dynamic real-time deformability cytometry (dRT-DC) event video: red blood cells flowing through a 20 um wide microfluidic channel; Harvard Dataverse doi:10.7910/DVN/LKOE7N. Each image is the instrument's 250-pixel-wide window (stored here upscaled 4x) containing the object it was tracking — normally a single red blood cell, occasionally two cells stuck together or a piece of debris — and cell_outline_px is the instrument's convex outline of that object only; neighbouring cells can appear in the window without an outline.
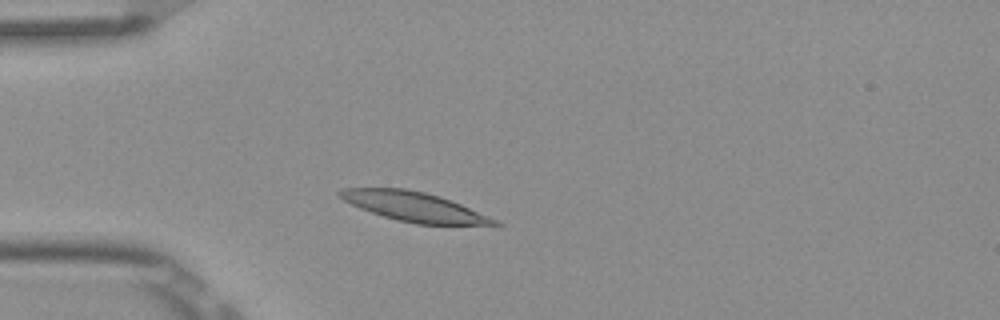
{"species": "Egyptian fruit bat (a non-hibernating species)", "species_latin": "Rousettus aegyptiacus", "temperature_condition": "room temperature", "stored_images_in_passage": 3, "camera_frame_rate_fps": 3000, "um_per_image_px": 0.085, "frame": {"image": 1, "passage_image": 2, "time_ms": 0.333, "image_size_px": [1000, 320], "cell_outline_px": [[504, 224], [500, 228], [496, 228], [416, 224], [396, 220], [360, 208], [336, 196], [336, 192], [340, 188], [404, 188], [424, 192], [440, 196], [460, 204], [488, 216]], "centroid_in_image_um": [35.35, 17.62], "position_along_channel_um": 49.6, "area_um2": 27.4}}